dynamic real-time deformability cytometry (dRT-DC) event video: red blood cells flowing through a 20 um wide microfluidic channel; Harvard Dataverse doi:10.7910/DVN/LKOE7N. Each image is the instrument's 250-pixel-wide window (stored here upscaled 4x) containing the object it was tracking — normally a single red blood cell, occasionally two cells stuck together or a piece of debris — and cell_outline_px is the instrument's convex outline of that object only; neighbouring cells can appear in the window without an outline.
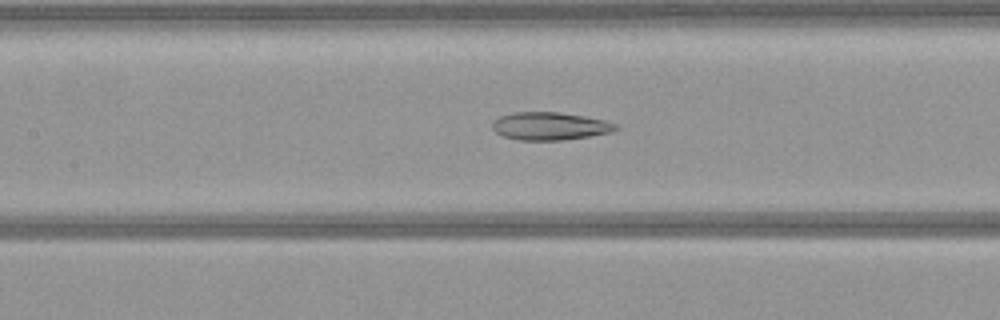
{"species": "common noctule bat (a hibernating species)", "species_latin": "Nyctalus noctula", "temperature_condition": "warm", "stored_images_in_passage": 51, "camera_frame_rate_fps": 3000, "um_per_image_px": 0.085, "animal": {"sex": "female", "body_mass_g": 21.9}, "frame": {"image": 1, "passage_image": 22, "time_ms": 7.0, "image_size_px": [1000, 320], "cell_outline_px": [[620, 128], [612, 132], [564, 140], [516, 140], [504, 136], [496, 132], [492, 128], [492, 120], [500, 116], [512, 112], [560, 112], [584, 116], [604, 120], [616, 124]], "centroid_in_image_um": [46.72, 10.71], "position_along_channel_um": 160.7, "area_um2": 20.11}}
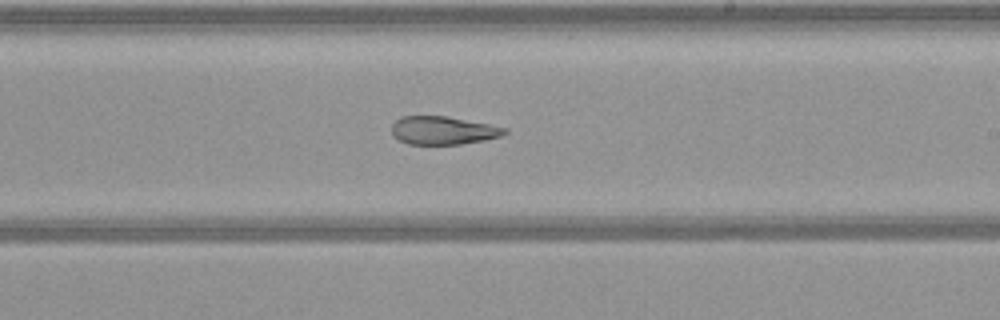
{"frame": {"image": 2, "passage_image": 29, "time_ms": 9.333, "image_size_px": [1000, 320], "cell_outline_px": [[508, 132], [504, 136], [484, 140], [460, 144], [408, 144], [392, 136], [392, 124], [400, 116], [444, 116], [488, 124], [508, 128]], "centroid_in_image_um": [37.67, 11.09], "position_along_channel_um": 251.3, "area_um2": 18.55}}
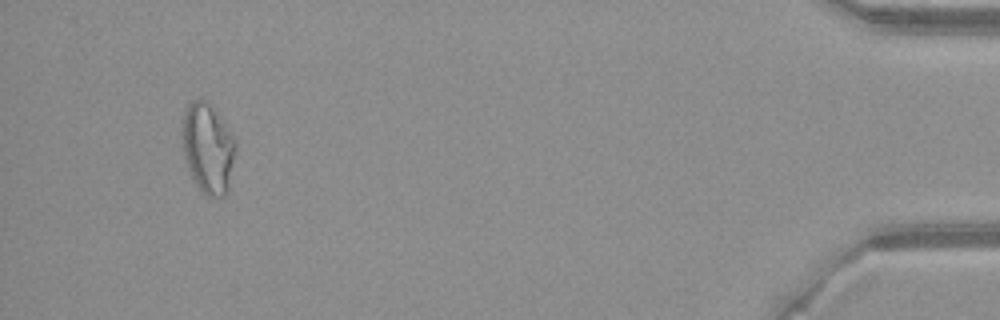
{"frame": {"image": 3, "passage_image": 48, "time_ms": 15.667, "image_size_px": [1000, 320], "cell_outline_px": [[236, 140], [228, 192], [224, 196], [208, 196], [200, 192], [184, 160], [180, 132], [184, 108], [192, 100], [208, 100], [212, 104]], "centroid_in_image_um": [17.63, 12.56], "position_along_channel_um": 417.6, "area_um2": 28.5}}